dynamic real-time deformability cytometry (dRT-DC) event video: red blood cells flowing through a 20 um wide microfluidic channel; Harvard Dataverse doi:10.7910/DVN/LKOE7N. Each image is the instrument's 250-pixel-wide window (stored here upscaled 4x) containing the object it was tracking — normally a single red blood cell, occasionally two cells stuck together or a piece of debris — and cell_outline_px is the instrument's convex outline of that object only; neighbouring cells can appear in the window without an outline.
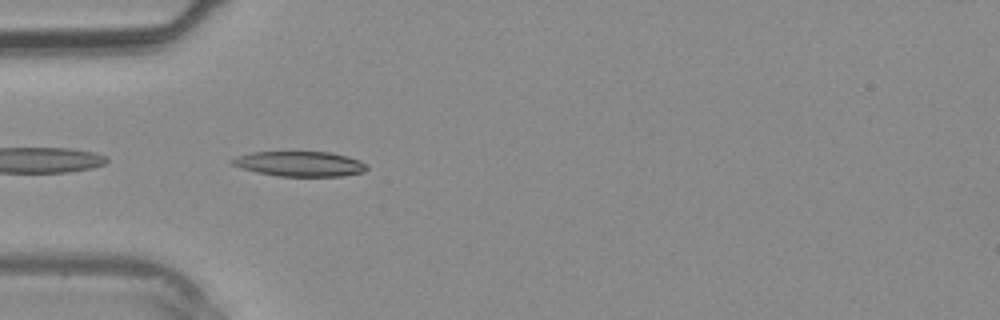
{"species": "common noctule bat (a hibernating species)", "species_latin": "Nyctalus noctula", "temperature_condition": "warm", "stored_images_in_passage": 18, "camera_frame_rate_fps": 3000, "um_per_image_px": 0.085, "animal": {"sex": "male", "body_mass_g": 20.4}, "frame": {"image": 1, "passage_image": 11, "time_ms": 3.333, "image_size_px": [1000, 320], "cell_outline_px": [[368, 168], [364, 172], [344, 176], [280, 176], [256, 172], [240, 168], [232, 164], [228, 160], [236, 156], [252, 152], [332, 152], [348, 156], [360, 160]], "centroid_in_image_um": [25.47, 13.92], "position_along_channel_um": 59.5, "area_um2": 19.77}}